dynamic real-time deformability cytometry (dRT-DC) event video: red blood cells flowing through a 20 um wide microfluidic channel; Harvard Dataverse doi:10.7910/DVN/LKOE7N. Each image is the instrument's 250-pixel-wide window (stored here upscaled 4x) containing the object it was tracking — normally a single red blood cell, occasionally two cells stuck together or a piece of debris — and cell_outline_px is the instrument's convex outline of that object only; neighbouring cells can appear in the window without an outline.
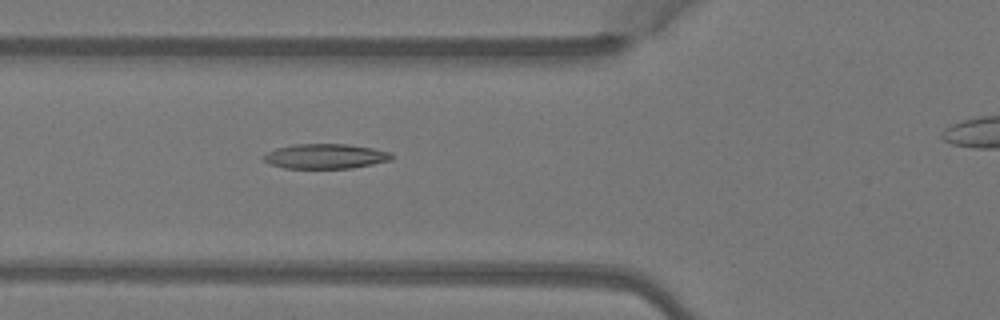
{"species": "Egyptian fruit bat (a non-hibernating species)", "species_latin": "Rousettus aegyptiacus", "temperature_condition": "warm", "stored_images_in_passage": 6, "camera_frame_rate_fps": 3000, "um_per_image_px": 0.085, "animal": {"sex": "female"}, "frame": {"image": 1, "passage_image": 6, "time_ms": 1.667, "image_size_px": [1000, 320], "cell_outline_px": [[392, 160], [352, 168], [284, 168], [268, 164], [260, 156], [264, 152], [276, 148], [292, 144], [348, 144], [372, 148], [392, 152]], "centroid_in_image_um": [27.6, 13.28], "position_along_channel_um": 98.2, "area_um2": 18.79}}